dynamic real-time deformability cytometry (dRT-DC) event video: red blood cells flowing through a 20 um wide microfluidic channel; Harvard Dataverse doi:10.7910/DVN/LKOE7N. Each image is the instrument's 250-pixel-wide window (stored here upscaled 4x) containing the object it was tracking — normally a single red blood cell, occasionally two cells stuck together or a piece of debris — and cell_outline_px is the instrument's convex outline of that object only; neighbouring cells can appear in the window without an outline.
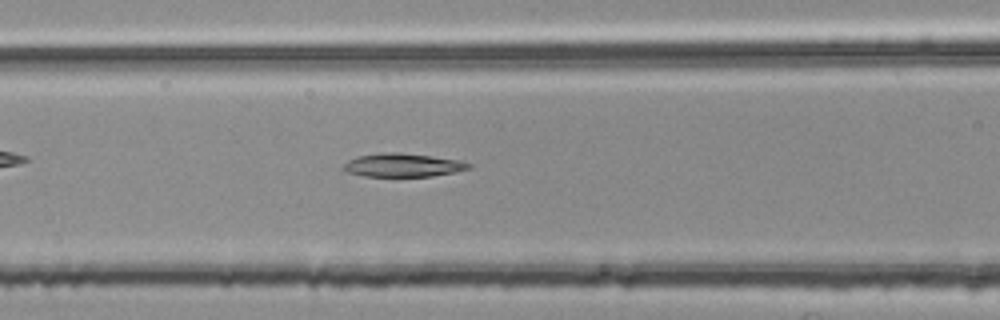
{"species": "common noctule bat (a hibernating species)", "species_latin": "Nyctalus noctula", "temperature_condition": "room temperature", "stored_images_in_passage": 40, "camera_frame_rate_fps": 3000, "um_per_image_px": 0.085, "animal": {"sex": "female", "body_mass_g": 25.1}, "frame": {"image": 1, "passage_image": 10, "time_ms": 3.0, "image_size_px": [1000, 320], "cell_outline_px": [[472, 168], [456, 172], [432, 176], [364, 176], [348, 172], [340, 168], [348, 160], [360, 156], [380, 152], [400, 152], [460, 160], [472, 164]], "centroid_in_image_um": [34.26, 14.03], "position_along_channel_um": 132.3, "area_um2": 17.17}}
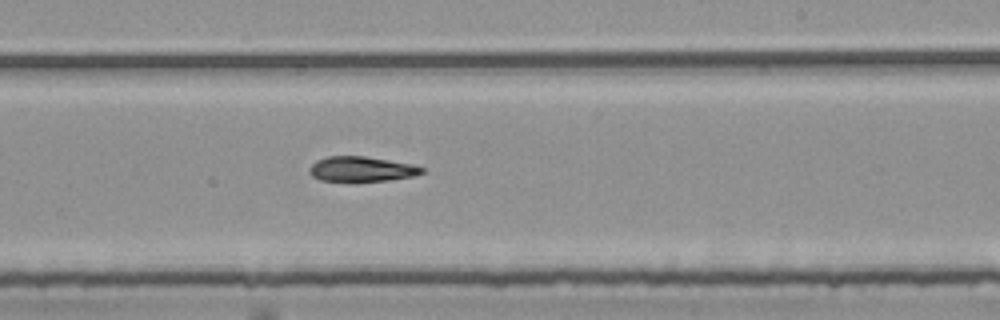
{"frame": {"image": 2, "passage_image": 20, "time_ms": 6.333, "image_size_px": [1000, 320], "cell_outline_px": [[424, 172], [412, 176], [388, 180], [356, 184], [320, 180], [312, 176], [308, 172], [308, 168], [316, 160], [328, 156], [364, 156], [412, 164], [424, 168]], "centroid_in_image_um": [30.66, 14.41], "position_along_channel_um": 258.3, "area_um2": 17.05}}
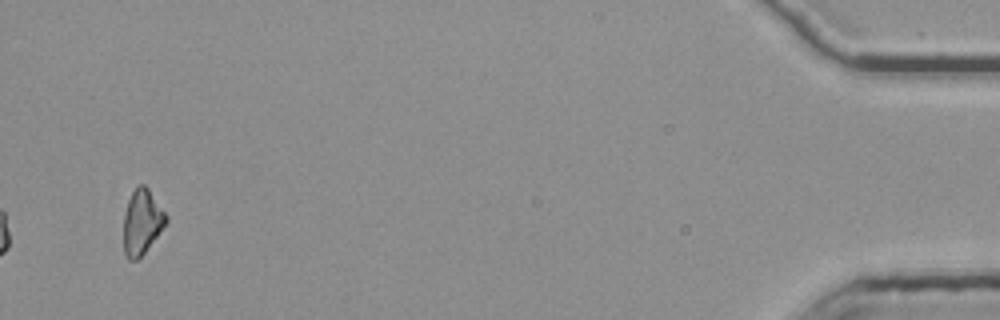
{"frame": {"image": 3, "passage_image": 40, "time_ms": 13.0, "image_size_px": [1000, 320], "cell_outline_px": [[168, 220], [144, 252], [136, 260], [128, 260], [124, 252], [124, 212], [128, 200], [132, 192], [140, 184], [144, 184], [148, 188], [168, 216]], "centroid_in_image_um": [12.05, 18.85], "position_along_channel_um": 423.1, "area_um2": 15.78}}